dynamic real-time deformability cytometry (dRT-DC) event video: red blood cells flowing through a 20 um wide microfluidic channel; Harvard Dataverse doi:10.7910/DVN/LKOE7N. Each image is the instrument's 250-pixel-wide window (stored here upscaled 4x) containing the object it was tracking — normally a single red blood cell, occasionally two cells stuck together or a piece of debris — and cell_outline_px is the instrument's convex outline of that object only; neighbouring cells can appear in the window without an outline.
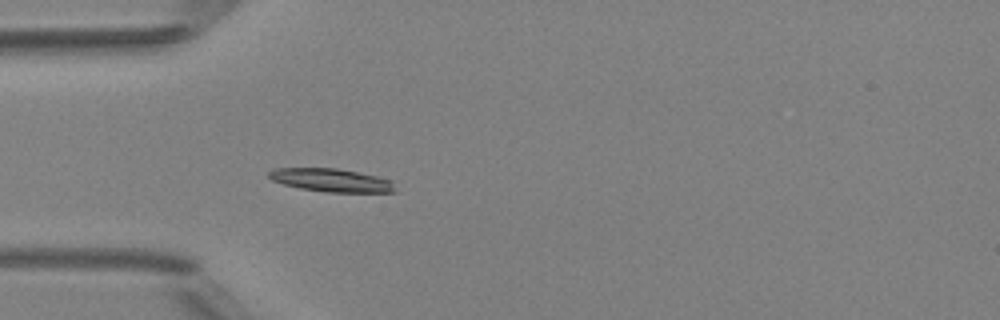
{"species": "Egyptian fruit bat (a non-hibernating species)", "species_latin": "Rousettus aegyptiacus", "temperature_condition": "room temperature", "stored_images_in_passage": 4, "camera_frame_rate_fps": 3000, "um_per_image_px": 0.085, "animal": {"sex": "female"}, "frame": {"image": 1, "passage_image": 4, "time_ms": 4.333, "image_size_px": [1000, 320], "cell_outline_px": [[396, 192], [328, 192], [300, 188], [284, 184], [272, 180], [268, 176], [268, 172], [272, 168], [336, 168], [376, 176], [392, 180]], "centroid_in_image_um": [28.14, 15.31], "position_along_channel_um": 56.9, "area_um2": 16.94}}